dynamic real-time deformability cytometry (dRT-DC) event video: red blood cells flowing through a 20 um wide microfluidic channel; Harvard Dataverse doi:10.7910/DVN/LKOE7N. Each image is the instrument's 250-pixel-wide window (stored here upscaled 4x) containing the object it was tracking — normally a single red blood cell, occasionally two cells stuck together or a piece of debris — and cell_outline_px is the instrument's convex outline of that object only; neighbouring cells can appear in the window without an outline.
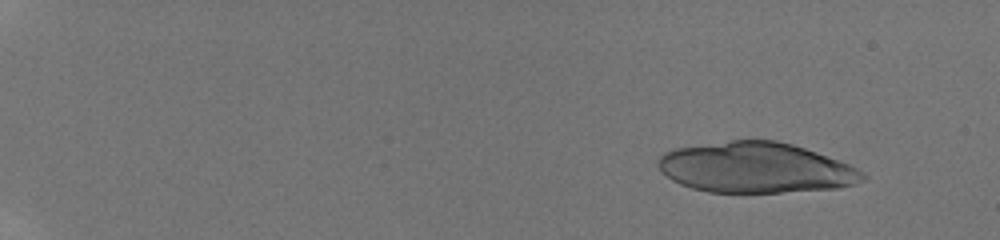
{"species": "human", "species_latin": "Homo sapiens", "temperature_condition": "room temperature", "stored_images_in_passage": 18, "camera_frame_rate_fps": 3000, "um_per_image_px": 0.085, "donor": {"sex": "male"}, "frame": {"image": 1, "passage_image": 4, "time_ms": 1.667, "image_size_px": [1000, 240], "cell_outline_px": [[868, 176], [864, 180], [852, 184], [836, 188], [780, 192], [708, 192], [692, 188], [680, 184], [672, 180], [656, 164], [656, 160], [664, 152], [672, 148], [728, 140], [776, 140], [792, 144], [816, 152], [848, 164], [856, 168]], "centroid_in_image_um": [64.19, 14.24], "position_along_channel_um": 20.8, "area_um2": 60.05}}